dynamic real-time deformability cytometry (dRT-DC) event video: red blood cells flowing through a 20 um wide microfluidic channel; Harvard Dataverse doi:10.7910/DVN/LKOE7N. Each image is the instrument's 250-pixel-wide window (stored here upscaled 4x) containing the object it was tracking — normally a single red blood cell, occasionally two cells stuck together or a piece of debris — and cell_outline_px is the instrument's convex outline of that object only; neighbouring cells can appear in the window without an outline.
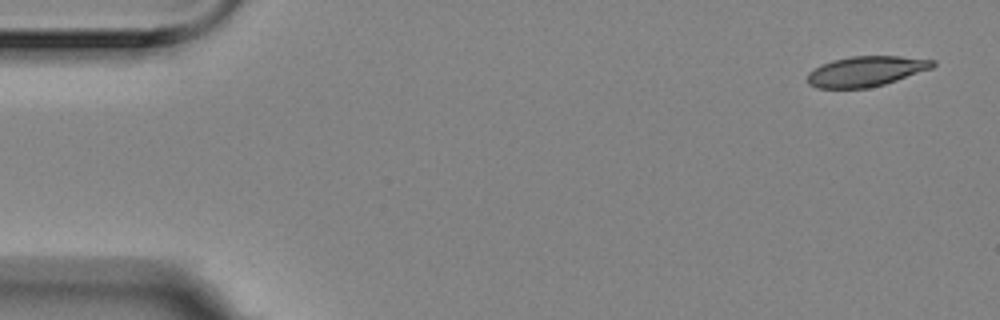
{"species": "Egyptian fruit bat (a non-hibernating species)", "species_latin": "Rousettus aegyptiacus", "temperature_condition": "room temperature", "stored_images_in_passage": 3, "camera_frame_rate_fps": 3000, "um_per_image_px": 0.085, "animal": {"sex": "female"}, "frame": {"image": 1, "passage_image": 1, "time_ms": 0.0, "image_size_px": [1000, 320], "cell_outline_px": [[936, 64], [932, 68], [884, 84], [868, 88], [816, 88], [808, 84], [808, 72], [820, 64], [832, 60], [852, 56], [900, 56], [936, 60]], "centroid_in_image_um": [73.59, 6.05], "position_along_channel_um": 11.4, "area_um2": 22.08}}